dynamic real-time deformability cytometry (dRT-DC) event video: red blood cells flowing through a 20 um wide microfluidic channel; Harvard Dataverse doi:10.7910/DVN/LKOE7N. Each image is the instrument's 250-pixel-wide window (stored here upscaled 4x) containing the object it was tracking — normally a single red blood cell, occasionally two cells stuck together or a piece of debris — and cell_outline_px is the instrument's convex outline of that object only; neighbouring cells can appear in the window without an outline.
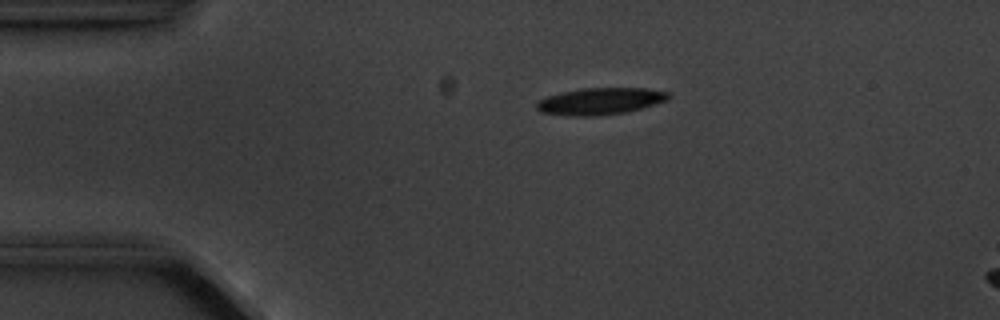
{"species": "common noctule bat (a hibernating species)", "species_latin": "Nyctalus noctula", "temperature_condition": "cold", "stored_images_in_passage": 14, "camera_frame_rate_fps": 3000, "um_per_image_px": 0.085, "animal": {"sex": "male", "body_mass_g": 20.1, "forearm_length_mm": 53.5}, "frame": {"image": 1, "passage_image": 3, "time_ms": 2.333, "image_size_px": [1000, 320], "cell_outline_px": [[672, 96], [668, 100], [640, 108], [624, 112], [592, 116], [568, 116], [540, 112], [536, 108], [536, 104], [540, 100], [548, 96], [580, 88], [644, 88], [668, 92]], "centroid_in_image_um": [51.02, 8.6], "position_along_channel_um": 34.0, "area_um2": 20.4}}
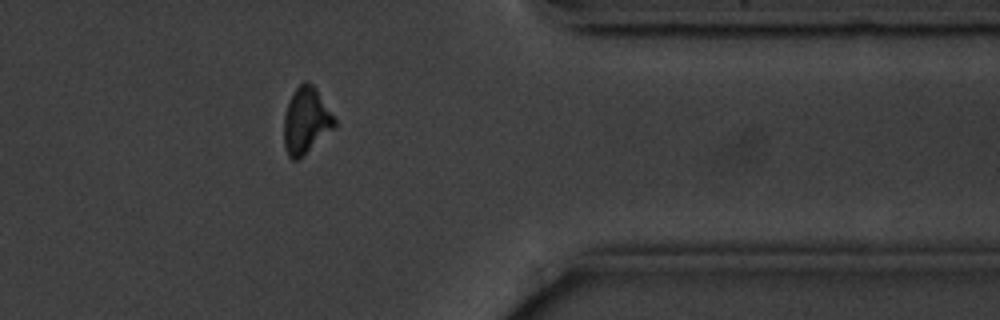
{"frame": {"image": 2, "passage_image": 12, "time_ms": 13.667, "image_size_px": [1000, 320], "cell_outline_px": [[336, 128], [296, 160], [292, 160], [288, 156], [284, 148], [284, 116], [288, 104], [296, 88], [304, 80], [308, 80], [316, 88], [336, 120]], "centroid_in_image_um": [26.02, 10.25], "position_along_channel_um": 385.4, "area_um2": 19.42}}
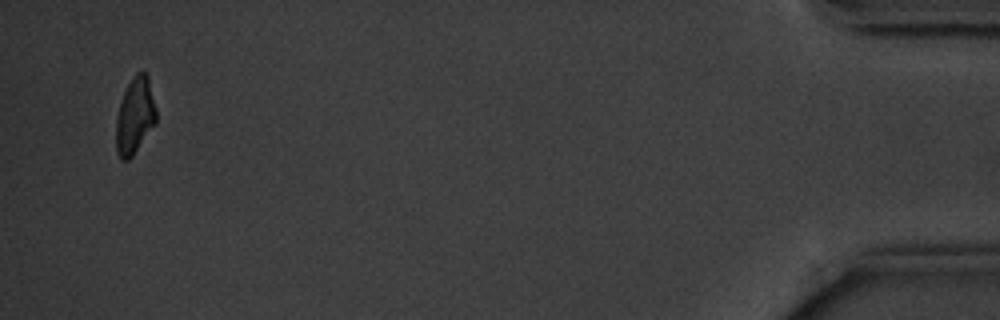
{"frame": {"image": 3, "passage_image": 14, "time_ms": 16.667, "image_size_px": [1000, 320], "cell_outline_px": [[156, 124], [132, 156], [128, 160], [120, 160], [116, 152], [116, 120], [120, 104], [124, 92], [132, 76], [136, 72], [144, 72], [148, 76], [156, 108]], "centroid_in_image_um": [11.47, 9.86], "position_along_channel_um": 423.7, "area_um2": 17.92}, "authors_computed_cell_mechanics": {"area_um2": 20.1433, "velocity_mm_per_s": 3.5537, "shape_relaxation_time_tau1_ms": 1.9857, "shape_relaxation_time_tau2_ms": null, "deformation_change_tau1": 0.1115, "deformation_change_tau2": null}}